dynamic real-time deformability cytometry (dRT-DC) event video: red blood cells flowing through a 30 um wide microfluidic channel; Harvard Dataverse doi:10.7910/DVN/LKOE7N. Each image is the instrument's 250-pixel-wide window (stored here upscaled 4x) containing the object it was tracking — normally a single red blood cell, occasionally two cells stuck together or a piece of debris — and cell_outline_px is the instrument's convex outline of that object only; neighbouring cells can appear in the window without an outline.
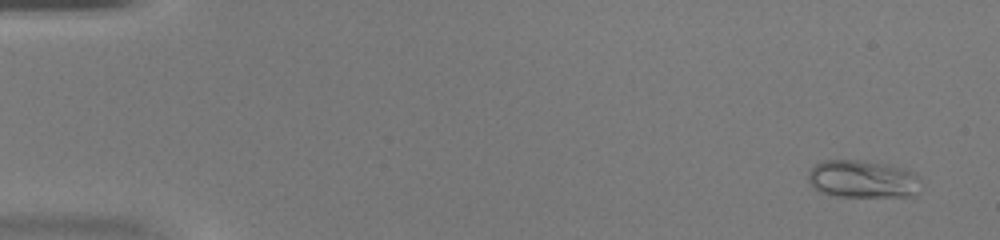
{"species": "common noctule bat (a hibernating species)", "species_latin": "Nyctalus noctula", "temperature_condition": "warm", "stored_images_in_passage": 46, "camera_frame_rate_fps": 3000, "um_per_image_px": 0.085, "animal": {"sex": "female", "body_mass_g": 20.0, "forearm_length_mm": 54.0}, "frame": {"image": 1, "passage_image": 1, "time_ms": 0.0, "image_size_px": [1000, 240], "cell_outline_px": [[916, 196], [836, 196], [820, 192], [812, 188], [808, 180], [808, 172], [816, 164], [824, 160], [860, 160], [888, 164], [904, 168], [912, 172], [916, 176]], "centroid_in_image_um": [73.24, 15.21], "position_along_channel_um": 11.8, "area_um2": 24.51}}
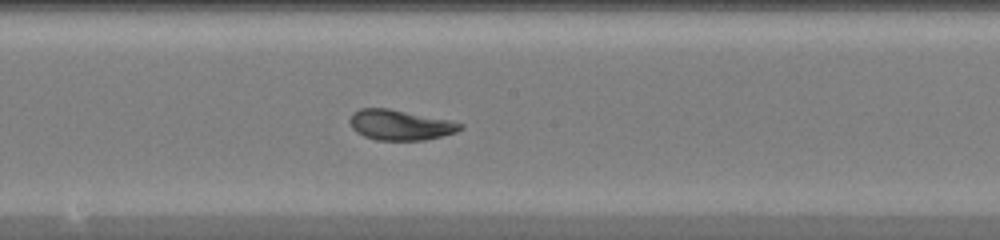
{"frame": {"image": 2, "passage_image": 25, "time_ms": 8.0, "image_size_px": [1000, 240], "cell_outline_px": [[464, 128], [456, 132], [424, 140], [376, 140], [364, 136], [356, 132], [352, 128], [348, 120], [352, 112], [360, 108], [388, 108], [452, 120], [464, 124]], "centroid_in_image_um": [34.01, 10.61], "position_along_channel_um": 214.2, "area_um2": 19.71}}
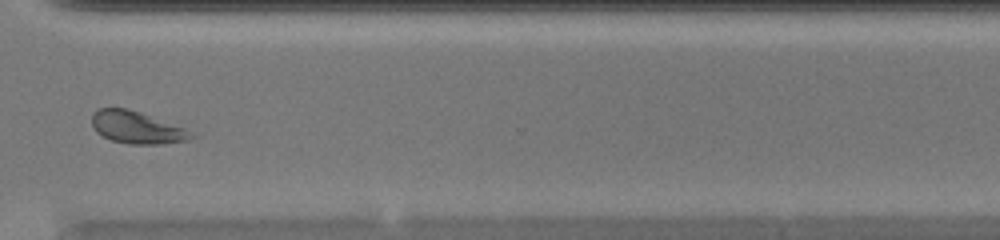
{"frame": {"image": 3, "passage_image": 35, "time_ms": 11.333, "image_size_px": [1000, 240], "cell_outline_px": [[196, 136], [188, 140], [160, 144], [128, 144], [112, 140], [96, 132], [92, 124], [92, 112], [100, 108], [128, 108], [140, 112], [184, 128], [192, 132]], "centroid_in_image_um": [11.61, 10.83], "position_along_channel_um": 359.0, "area_um2": 18.55}}